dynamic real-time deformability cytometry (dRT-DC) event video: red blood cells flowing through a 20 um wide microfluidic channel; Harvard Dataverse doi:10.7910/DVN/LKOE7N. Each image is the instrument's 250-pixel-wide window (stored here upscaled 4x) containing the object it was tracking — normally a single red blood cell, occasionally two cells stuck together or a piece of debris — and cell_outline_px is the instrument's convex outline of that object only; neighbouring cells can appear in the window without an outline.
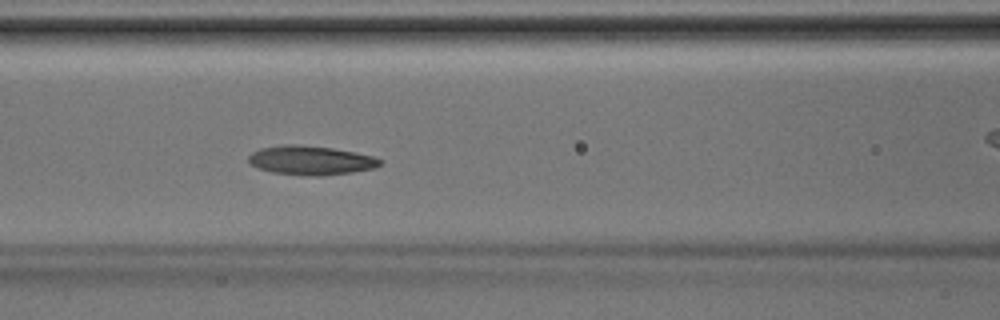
{"species": "Egyptian fruit bat (a non-hibernating species)", "species_latin": "Rousettus aegyptiacus", "temperature_condition": "room temperature", "stored_images_in_passage": 36, "camera_frame_rate_fps": 3000, "um_per_image_px": 0.085, "animal": {"sex": "male"}, "frame": {"image": 1, "passage_image": 11, "time_ms": 3.333, "image_size_px": [1000, 320], "cell_outline_px": [[384, 160], [376, 168], [352, 172], [324, 176], [308, 176], [272, 172], [256, 168], [248, 164], [248, 156], [252, 152], [260, 148], [288, 144], [292, 144], [332, 148], [356, 152], [372, 156]], "centroid_in_image_um": [26.4, 13.64], "position_along_channel_um": 140.2, "area_um2": 22.48}}
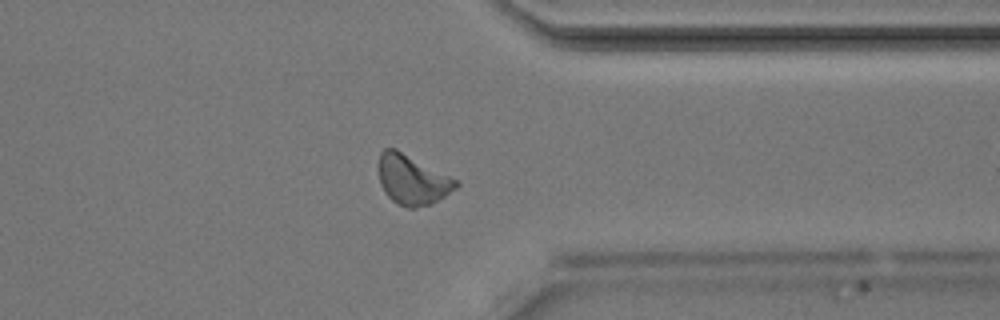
{"frame": {"image": 2, "passage_image": 26, "time_ms": 8.333, "image_size_px": [1000, 320], "cell_outline_px": [[460, 184], [456, 188], [432, 204], [416, 208], [408, 208], [396, 204], [384, 192], [380, 184], [376, 168], [376, 164], [380, 152], [384, 148], [396, 148], [460, 180]], "centroid_in_image_um": [35.02, 15.26], "position_along_channel_um": 376.4, "area_um2": 23.18}}